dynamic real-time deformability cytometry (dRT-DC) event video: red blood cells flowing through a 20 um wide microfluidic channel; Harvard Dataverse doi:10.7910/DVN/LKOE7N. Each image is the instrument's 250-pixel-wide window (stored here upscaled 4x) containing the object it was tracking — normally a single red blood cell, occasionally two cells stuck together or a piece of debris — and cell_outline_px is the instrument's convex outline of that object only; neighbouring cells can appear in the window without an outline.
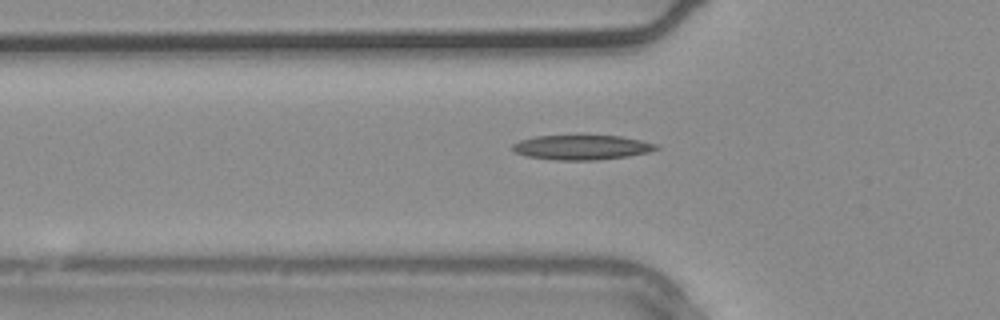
{"species": "common noctule bat (a hibernating species)", "species_latin": "Nyctalus noctula", "temperature_condition": "warm", "stored_images_in_passage": 35, "camera_frame_rate_fps": 3000, "um_per_image_px": 0.085, "animal": {"sex": "male", "body_mass_g": 20.4}, "frame": {"image": 1, "passage_image": 11, "time_ms": 3.333, "image_size_px": [1000, 320], "cell_outline_px": [[660, 148], [648, 152], [628, 156], [596, 160], [556, 160], [524, 156], [512, 152], [512, 144], [520, 140], [536, 136], [620, 136], [640, 140], [656, 144]], "centroid_in_image_um": [49.4, 12.53], "position_along_channel_um": 76.4, "area_um2": 20.63}}